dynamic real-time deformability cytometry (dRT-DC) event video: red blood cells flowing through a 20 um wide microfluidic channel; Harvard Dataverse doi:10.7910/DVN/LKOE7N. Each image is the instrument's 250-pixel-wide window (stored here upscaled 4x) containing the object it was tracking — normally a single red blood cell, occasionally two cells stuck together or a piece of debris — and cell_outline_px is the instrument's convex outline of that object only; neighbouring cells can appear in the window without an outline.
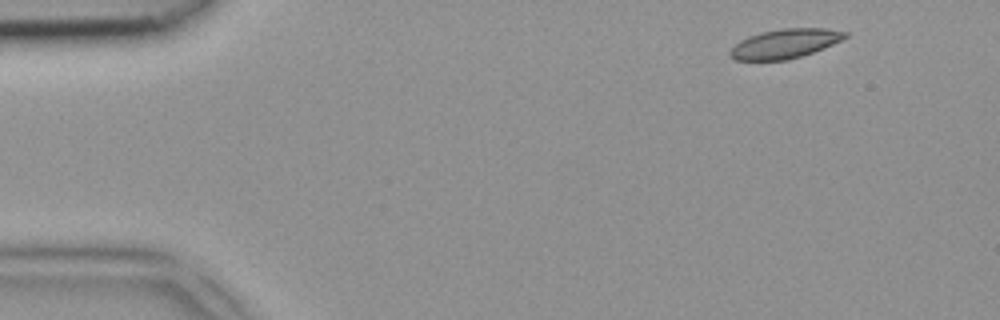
{"species": "common noctule bat (a hibernating species)", "species_latin": "Nyctalus noctula", "temperature_condition": "room temperature", "stored_images_in_passage": 4, "camera_frame_rate_fps": 3000, "um_per_image_px": 0.085, "animal": {"sex": "female", "body_mass_g": 18.4}, "frame": {"image": 1, "passage_image": 1, "time_ms": 0.0, "image_size_px": [1000, 320], "cell_outline_px": [[848, 36], [824, 48], [788, 60], [736, 60], [728, 52], [740, 40], [748, 36], [760, 32], [784, 28], [824, 28], [848, 32]], "centroid_in_image_um": [66.72, 3.7], "position_along_channel_um": 18.3, "area_um2": 19.48}}
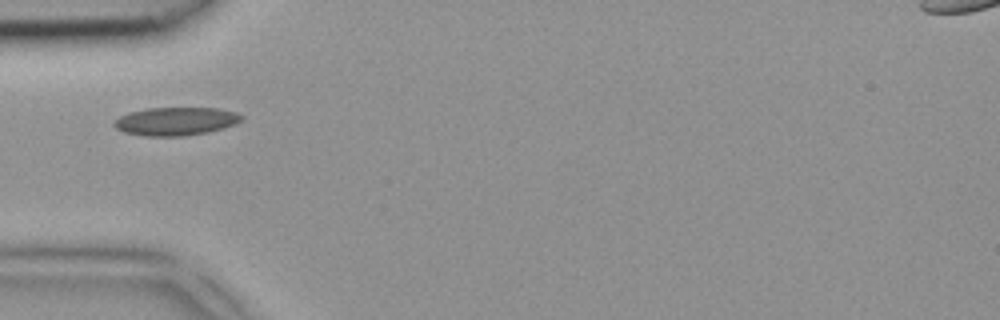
{"frame": {"image": 2, "passage_image": 3, "time_ms": 0.667, "image_size_px": [1000, 320], "cell_outline_px": [[244, 116], [236, 124], [224, 128], [208, 132], [184, 136], [144, 136], [124, 132], [116, 128], [112, 124], [120, 116], [128, 112], [148, 108], [220, 108], [236, 112]], "centroid_in_image_um": [14.95, 10.31], "position_along_channel_um": 70.0, "area_um2": 21.04}}